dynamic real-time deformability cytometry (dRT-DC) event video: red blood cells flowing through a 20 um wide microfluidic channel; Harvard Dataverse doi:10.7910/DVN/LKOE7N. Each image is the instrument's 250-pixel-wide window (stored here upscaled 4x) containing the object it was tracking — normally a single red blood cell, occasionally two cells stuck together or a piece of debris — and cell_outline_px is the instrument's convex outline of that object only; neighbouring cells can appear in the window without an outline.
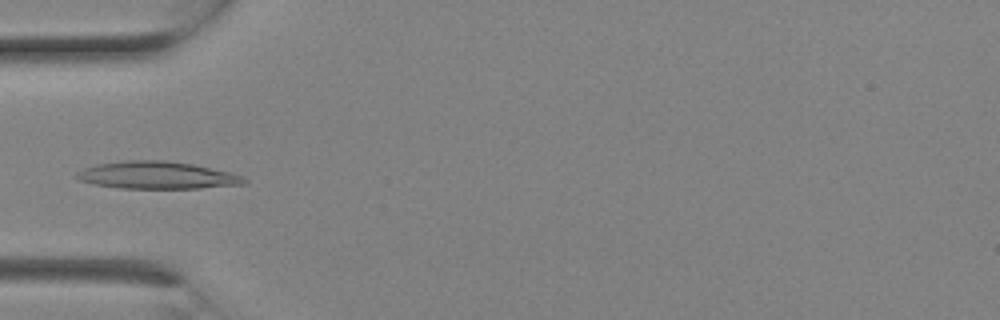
{"species": "Egyptian fruit bat (a non-hibernating species)", "species_latin": "Rousettus aegyptiacus", "temperature_condition": "room temperature", "stored_images_in_passage": 1, "camera_frame_rate_fps": 3000, "um_per_image_px": 0.085, "animal": {"sex": "female"}, "frame": {"image": 1, "passage_image": 1, "time_ms": 0.0, "image_size_px": [1000, 320], "cell_outline_px": [[248, 184], [200, 188], [120, 188], [92, 184], [76, 180], [72, 176], [76, 172], [84, 168], [96, 164], [124, 160], [164, 160], [192, 164], [232, 172], [244, 176], [248, 180]], "centroid_in_image_um": [13.33, 14.89], "position_along_channel_um": 71.7, "area_um2": 27.17}}